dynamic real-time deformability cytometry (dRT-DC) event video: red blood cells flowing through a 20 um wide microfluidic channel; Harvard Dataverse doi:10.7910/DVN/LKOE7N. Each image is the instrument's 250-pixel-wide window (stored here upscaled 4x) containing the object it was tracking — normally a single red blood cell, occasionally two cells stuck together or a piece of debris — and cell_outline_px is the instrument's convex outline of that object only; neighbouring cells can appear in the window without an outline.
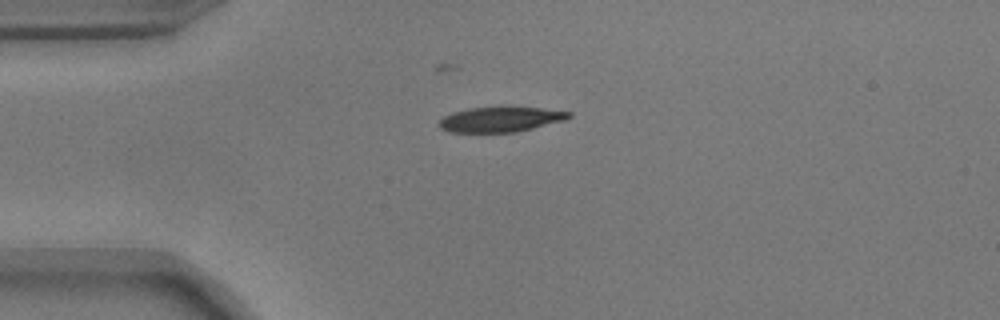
{"species": "common noctule bat (a hibernating species)", "species_latin": "Nyctalus noctula", "temperature_condition": "warm", "stored_images_in_passage": 43, "camera_frame_rate_fps": 3000, "um_per_image_px": 0.085, "animal": {"sex": "male", "body_mass_g": 17.9}, "frame": {"image": 1, "passage_image": 1, "time_ms": 0.0, "image_size_px": [1000, 320], "cell_outline_px": [[572, 116], [564, 120], [516, 132], [452, 132], [440, 128], [440, 120], [444, 116], [452, 112], [468, 108], [512, 104], [572, 112]], "centroid_in_image_um": [42.58, 10.09], "position_along_channel_um": 42.4, "area_um2": 19.59}}
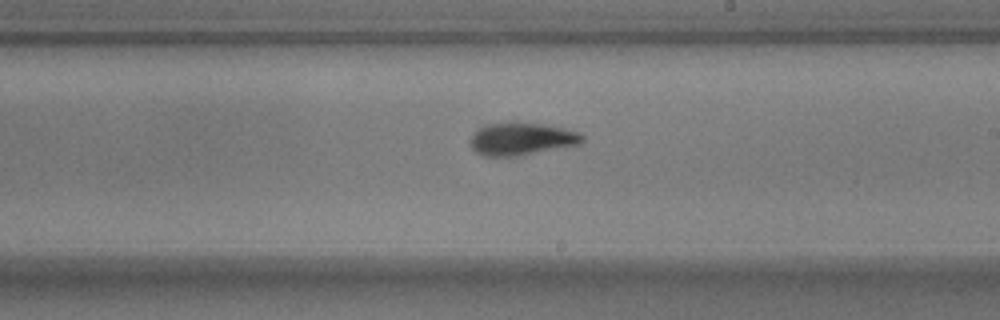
{"frame": {"image": 2, "passage_image": 19, "time_ms": 6.0, "image_size_px": [1000, 320], "cell_outline_px": [[584, 140], [580, 144], [516, 156], [484, 156], [476, 152], [468, 144], [476, 128], [484, 124], [508, 120], [516, 120], [544, 124], [564, 128], [580, 132], [584, 136]], "centroid_in_image_um": [44.29, 11.76], "position_along_channel_um": 244.7, "area_um2": 21.96}}
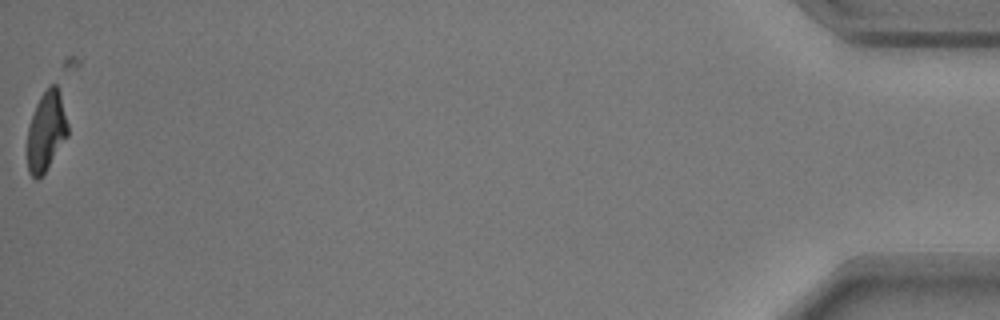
{"frame": {"image": 3, "passage_image": 42, "time_ms": 13.667, "image_size_px": [1000, 320], "cell_outline_px": [[68, 136], [44, 172], [36, 180], [28, 172], [28, 128], [36, 104], [40, 96], [52, 84], [56, 84], [60, 92], [68, 124]], "centroid_in_image_um": [3.94, 11.14], "position_along_channel_um": 431.3, "area_um2": 18.44}, "authors_computed_cell_mechanics": {"area_um2": 20.6924, "velocity_mm_per_s": 3.7188, "shape_relaxation_time_tau1_ms": 3.2441, "shape_relaxation_time_tau2_ms": 1.7814, "deformation_change_tau1": 0.1726, "deformation_change_tau2": 0.094}}